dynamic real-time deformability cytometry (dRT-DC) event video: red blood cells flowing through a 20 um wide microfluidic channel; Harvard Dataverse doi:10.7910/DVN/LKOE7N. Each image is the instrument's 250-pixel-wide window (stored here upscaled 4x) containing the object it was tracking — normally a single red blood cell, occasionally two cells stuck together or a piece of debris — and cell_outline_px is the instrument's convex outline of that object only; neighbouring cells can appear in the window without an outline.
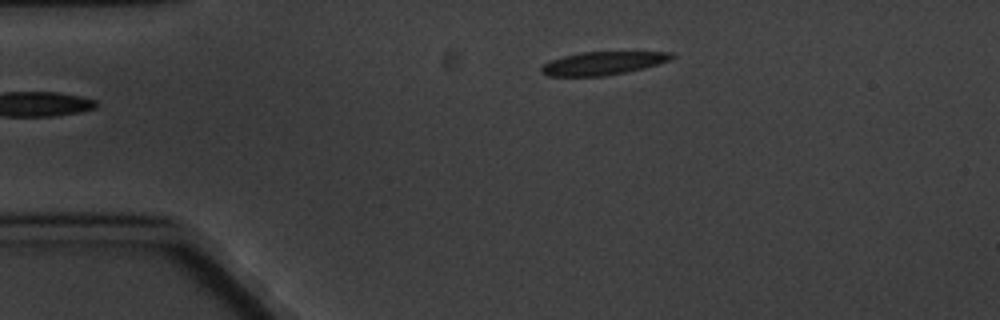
{"species": "common noctule bat (a hibernating species)", "species_latin": "Nyctalus noctula", "temperature_condition": "cold", "stored_images_in_passage": 3, "camera_frame_rate_fps": 3000, "um_per_image_px": 0.085, "animal": {"sex": "male", "body_mass_g": 20.1, "forearm_length_mm": 53.5}, "frame": {"image": 1, "passage_image": 3, "time_ms": 2.333, "image_size_px": [1000, 320], "cell_outline_px": [[676, 56], [668, 60], [644, 68], [604, 76], [548, 76], [540, 72], [540, 68], [544, 64], [552, 60], [564, 56], [580, 52], [676, 52]], "centroid_in_image_um": [51.24, 5.37], "position_along_channel_um": 33.8, "area_um2": 17.46}}